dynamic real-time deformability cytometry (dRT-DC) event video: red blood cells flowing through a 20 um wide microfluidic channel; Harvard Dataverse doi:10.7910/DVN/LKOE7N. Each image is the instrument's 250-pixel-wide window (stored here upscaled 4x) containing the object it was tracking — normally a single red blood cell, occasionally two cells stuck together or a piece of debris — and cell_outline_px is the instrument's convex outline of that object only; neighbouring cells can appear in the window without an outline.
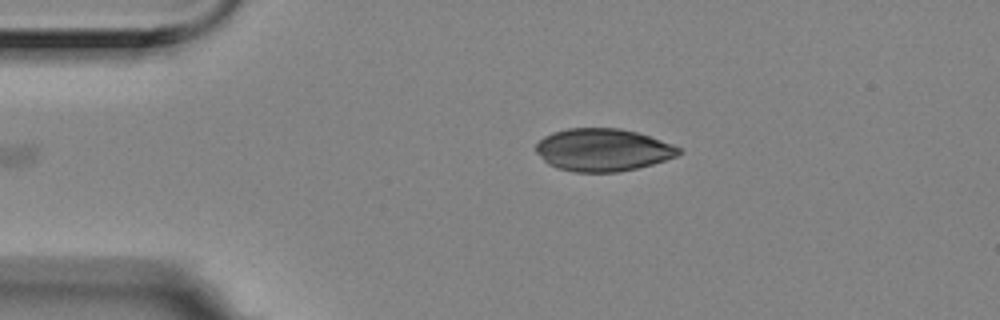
{"species": "Egyptian fruit bat (a non-hibernating species)", "species_latin": "Rousettus aegyptiacus", "temperature_condition": "room temperature", "stored_images_in_passage": 6, "camera_frame_rate_fps": 3000, "um_per_image_px": 0.085, "animal": {"sex": "female"}, "frame": {"image": 1, "passage_image": 6, "time_ms": 1.667, "image_size_px": [1000, 320], "cell_outline_px": [[684, 152], [676, 156], [652, 164], [636, 168], [616, 172], [576, 172], [556, 168], [548, 164], [536, 152], [536, 144], [544, 136], [552, 132], [568, 128], [620, 128], [636, 132], [672, 144], [680, 148]], "centroid_in_image_um": [51.22, 12.74], "position_along_channel_um": 33.8, "area_um2": 35.32}}